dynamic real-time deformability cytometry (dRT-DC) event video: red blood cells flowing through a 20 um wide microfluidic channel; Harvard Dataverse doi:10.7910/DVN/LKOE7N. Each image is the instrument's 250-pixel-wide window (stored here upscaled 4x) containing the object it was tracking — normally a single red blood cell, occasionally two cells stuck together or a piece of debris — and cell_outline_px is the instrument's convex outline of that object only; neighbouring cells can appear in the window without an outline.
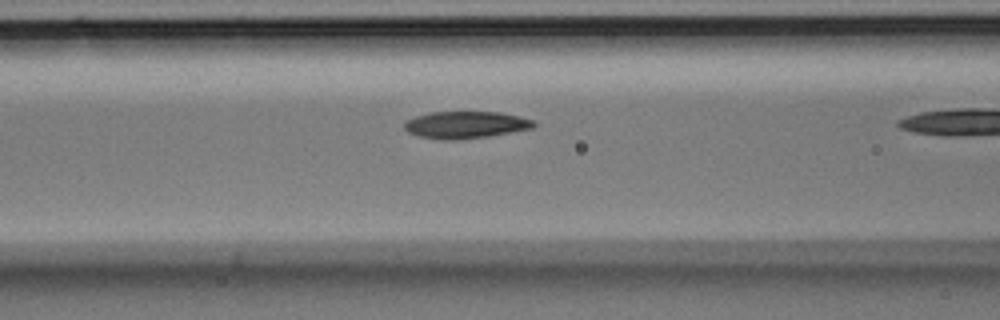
{"species": "Egyptian fruit bat (a non-hibernating species)", "species_latin": "Rousettus aegyptiacus", "temperature_condition": "room temperature", "stored_images_in_passage": 18, "camera_frame_rate_fps": 3000, "um_per_image_px": 0.085, "animal": {"sex": "male"}, "frame": {"image": 1, "passage_image": 15, "time_ms": 4.667, "image_size_px": [1000, 320], "cell_outline_px": [[536, 124], [532, 128], [488, 136], [456, 140], [440, 140], [420, 136], [408, 132], [404, 128], [404, 124], [408, 120], [416, 116], [432, 112], [500, 112], [520, 116], [536, 120]], "centroid_in_image_um": [39.6, 10.61], "position_along_channel_um": 127.0, "area_um2": 20.35}}
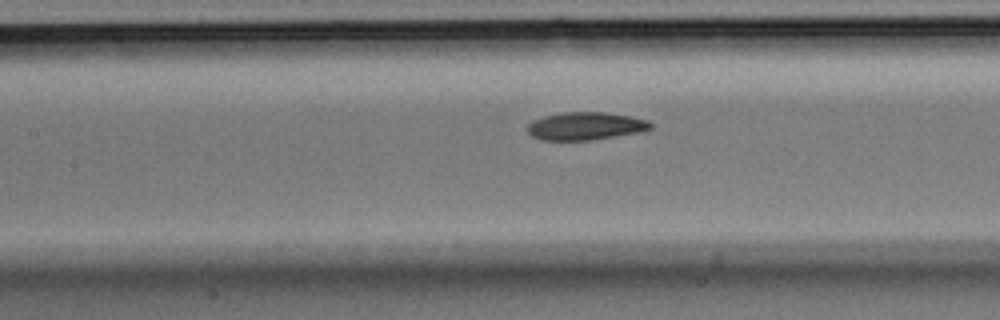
{"frame": {"image": 2, "passage_image": 17, "time_ms": 5.333, "image_size_px": [1000, 320], "cell_outline_px": [[652, 128], [640, 132], [592, 140], [540, 140], [532, 136], [528, 132], [528, 124], [532, 120], [544, 116], [560, 112], [604, 112], [632, 116], [648, 120], [652, 124]], "centroid_in_image_um": [49.77, 10.71], "position_along_channel_um": 157.6, "area_um2": 20.11}}